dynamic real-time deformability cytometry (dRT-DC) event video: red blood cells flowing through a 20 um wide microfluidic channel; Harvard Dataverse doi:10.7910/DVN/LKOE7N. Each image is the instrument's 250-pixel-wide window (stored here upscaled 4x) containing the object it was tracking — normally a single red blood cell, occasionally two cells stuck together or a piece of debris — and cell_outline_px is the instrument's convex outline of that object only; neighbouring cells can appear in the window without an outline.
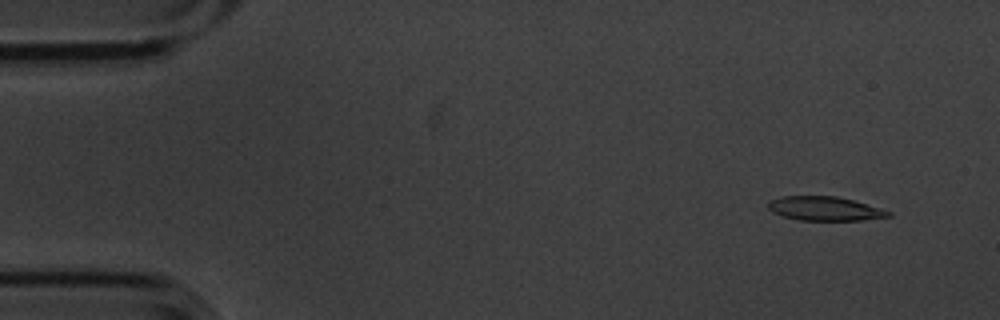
{"species": "common noctule bat (a hibernating species)", "species_latin": "Nyctalus noctula", "temperature_condition": "cold", "stored_images_in_passage": 4, "camera_frame_rate_fps": 3000, "um_per_image_px": 0.085, "animal": {"sex": "male", "body_mass_g": 20.1, "forearm_length_mm": 53.5}, "frame": {"image": 1, "passage_image": 1, "time_ms": 0.0, "image_size_px": [1000, 320], "cell_outline_px": [[892, 216], [860, 220], [800, 220], [784, 216], [772, 212], [768, 208], [768, 200], [780, 196], [836, 196], [852, 200], [892, 212]], "centroid_in_image_um": [70.06, 17.72], "position_along_channel_um": 14.9, "area_um2": 16.7}}
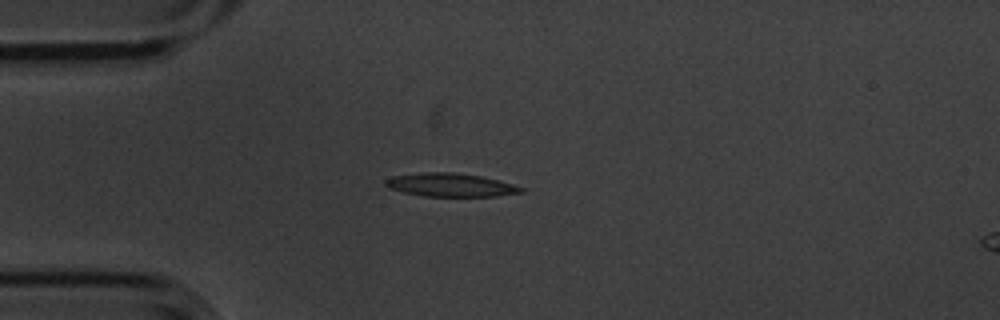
{"frame": {"image": 2, "passage_image": 4, "time_ms": 1.0, "image_size_px": [1000, 320], "cell_outline_px": [[524, 192], [496, 196], [424, 196], [404, 192], [392, 188], [384, 184], [384, 180], [392, 176], [424, 172], [452, 172], [480, 176], [512, 184], [524, 188]], "centroid_in_image_um": [38.29, 15.72], "position_along_channel_um": 46.7, "area_um2": 18.21}}